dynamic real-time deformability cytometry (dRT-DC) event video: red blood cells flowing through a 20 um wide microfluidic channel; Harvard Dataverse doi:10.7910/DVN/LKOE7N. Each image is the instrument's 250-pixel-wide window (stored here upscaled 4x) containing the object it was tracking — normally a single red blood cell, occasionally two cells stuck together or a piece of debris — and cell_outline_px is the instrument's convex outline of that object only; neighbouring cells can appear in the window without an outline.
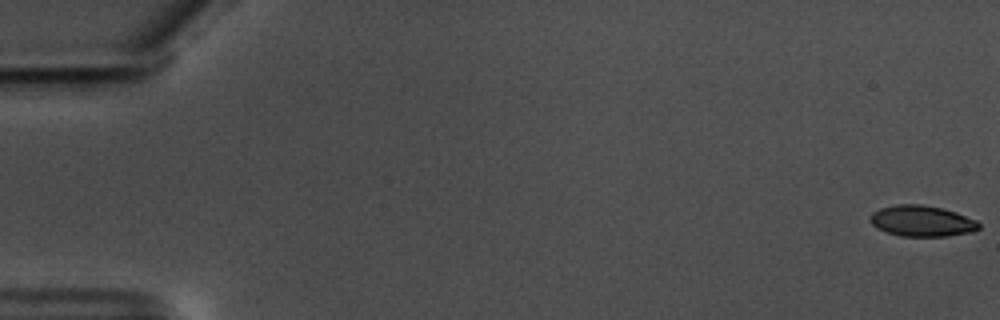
{"species": "common noctule bat (a hibernating species)", "species_latin": "Nyctalus noctula", "temperature_condition": "warm", "stored_images_in_passage": 59, "camera_frame_rate_fps": 3000, "um_per_image_px": 0.085, "animal": {"sex": "male", "body_mass_g": 17.5, "forearm_length_mm": 52.3}, "frame": {"image": 1, "passage_image": 1, "time_ms": 0.0, "image_size_px": [1000, 320], "cell_outline_px": [[980, 228], [972, 232], [948, 236], [900, 236], [876, 228], [872, 224], [872, 212], [880, 208], [896, 204], [920, 204], [940, 208], [956, 212], [976, 220], [980, 224]], "centroid_in_image_um": [78.38, 18.79], "position_along_channel_um": 6.6, "area_um2": 19.48}}
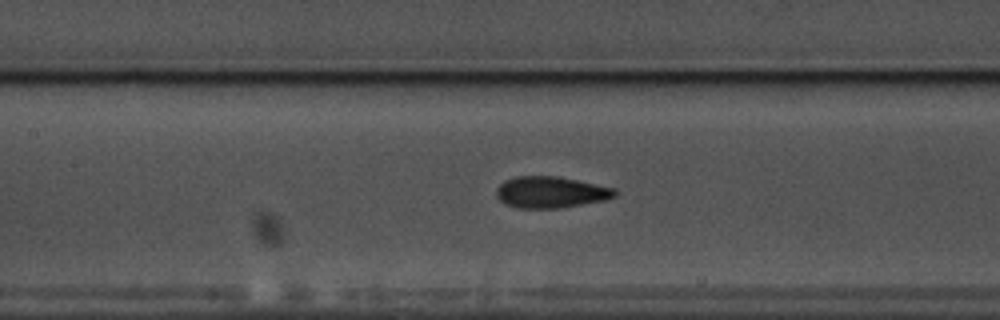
{"frame": {"image": 2, "passage_image": 28, "time_ms": 9.0, "image_size_px": [1000, 320], "cell_outline_px": [[616, 196], [604, 200], [560, 208], [516, 208], [504, 204], [496, 196], [496, 188], [504, 180], [516, 176], [556, 176], [616, 188]], "centroid_in_image_um": [46.77, 16.34], "position_along_channel_um": 160.6, "area_um2": 21.73}}
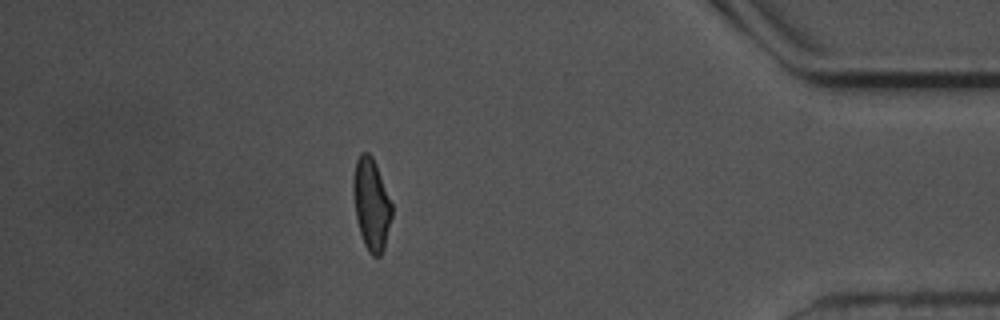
{"frame": {"image": 3, "passage_image": 52, "time_ms": 17.0, "image_size_px": [1000, 320], "cell_outline_px": [[392, 216], [384, 248], [380, 256], [372, 256], [368, 252], [364, 244], [360, 232], [356, 216], [352, 192], [352, 180], [356, 160], [360, 152], [368, 152], [372, 156], [376, 164], [392, 204]], "centroid_in_image_um": [31.55, 17.34], "position_along_channel_um": 403.7, "area_um2": 20.69}, "authors_computed_cell_mechanics": {"area_um2": 20.6924, "velocity_mm_per_s": 3.5538, "shape_relaxation_time_tau1_ms": 4.7449, "shape_relaxation_time_tau2_ms": 1.1867, "deformation_change_tau1": 0.1424, "deformation_change_tau2": 0.0678}}